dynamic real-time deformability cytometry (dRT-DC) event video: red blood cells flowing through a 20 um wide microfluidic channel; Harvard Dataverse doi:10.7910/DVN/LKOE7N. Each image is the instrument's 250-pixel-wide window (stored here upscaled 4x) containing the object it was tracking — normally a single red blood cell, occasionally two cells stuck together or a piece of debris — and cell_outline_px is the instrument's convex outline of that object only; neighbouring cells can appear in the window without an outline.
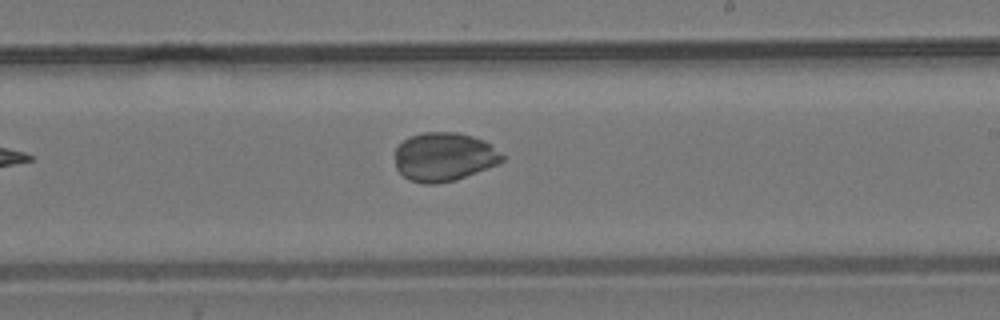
{"species": "common noctule bat (a hibernating species)", "species_latin": "Nyctalus noctula", "temperature_condition": "room temperature", "stored_images_in_passage": 9, "camera_frame_rate_fps": 3000, "um_per_image_px": 0.085, "animal": {"sex": "male", "body_mass_g": 19.2, "forearm_length_mm": 51.8}, "frame": {"image": 1, "passage_image": 9, "time_ms": 10.333, "image_size_px": [1000, 320], "cell_outline_px": [[504, 160], [500, 164], [456, 180], [436, 184], [424, 184], [408, 180], [396, 168], [396, 148], [408, 136], [424, 132], [460, 132], [484, 140], [504, 156]], "centroid_in_image_um": [37.75, 13.34], "position_along_channel_um": 251.2, "area_um2": 30.63}}